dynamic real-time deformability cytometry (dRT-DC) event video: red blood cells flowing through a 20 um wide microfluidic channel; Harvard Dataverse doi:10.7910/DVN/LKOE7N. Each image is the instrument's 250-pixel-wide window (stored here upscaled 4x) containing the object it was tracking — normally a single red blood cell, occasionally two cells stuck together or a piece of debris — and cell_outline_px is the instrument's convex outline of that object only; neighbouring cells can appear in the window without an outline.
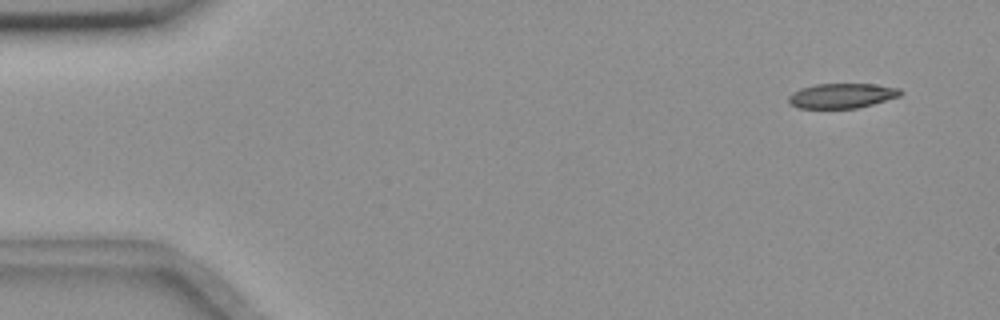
{"species": "common noctule bat (a hibernating species)", "species_latin": "Nyctalus noctula", "temperature_condition": "room temperature", "stored_images_in_passage": 39, "camera_frame_rate_fps": 3000, "um_per_image_px": 0.085, "animal": {"sex": "female", "body_mass_g": 18.4}, "frame": {"image": 1, "passage_image": 1, "time_ms": 0.0, "image_size_px": [1000, 320], "cell_outline_px": [[904, 92], [900, 96], [872, 104], [856, 108], [800, 108], [788, 104], [788, 96], [792, 92], [800, 88], [816, 84], [876, 84], [900, 88]], "centroid_in_image_um": [71.55, 8.13], "position_along_channel_um": 13.5, "area_um2": 16.3}}
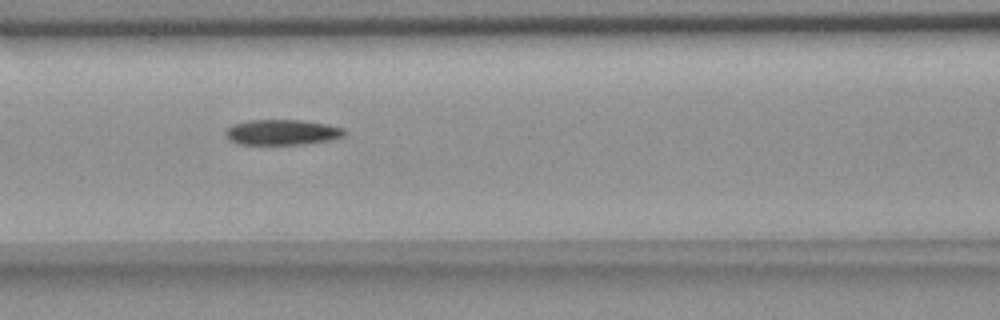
{"frame": {"image": 2, "passage_image": 21, "time_ms": 6.667, "image_size_px": [1000, 320], "cell_outline_px": [[344, 136], [332, 140], [304, 144], [240, 144], [228, 140], [224, 132], [232, 124], [248, 120], [300, 120], [328, 124], [344, 128]], "centroid_in_image_um": [23.97, 11.24], "position_along_channel_um": 142.6, "area_um2": 17.69}}
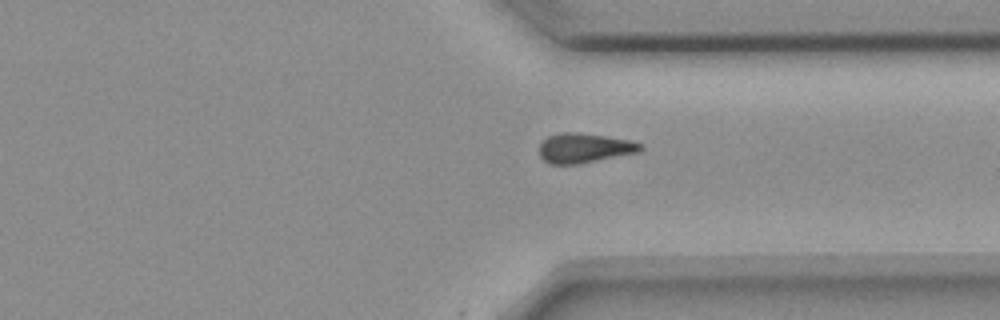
{"frame": {"image": 3, "passage_image": 39, "time_ms": 12.667, "image_size_px": [1000, 320], "cell_outline_px": [[644, 148], [640, 152], [580, 164], [548, 164], [540, 156], [540, 144], [548, 136], [560, 132], [576, 132], [604, 136], [628, 140], [644, 144]], "centroid_in_image_um": [49.69, 12.59], "position_along_channel_um": 361.7, "area_um2": 17.57}}